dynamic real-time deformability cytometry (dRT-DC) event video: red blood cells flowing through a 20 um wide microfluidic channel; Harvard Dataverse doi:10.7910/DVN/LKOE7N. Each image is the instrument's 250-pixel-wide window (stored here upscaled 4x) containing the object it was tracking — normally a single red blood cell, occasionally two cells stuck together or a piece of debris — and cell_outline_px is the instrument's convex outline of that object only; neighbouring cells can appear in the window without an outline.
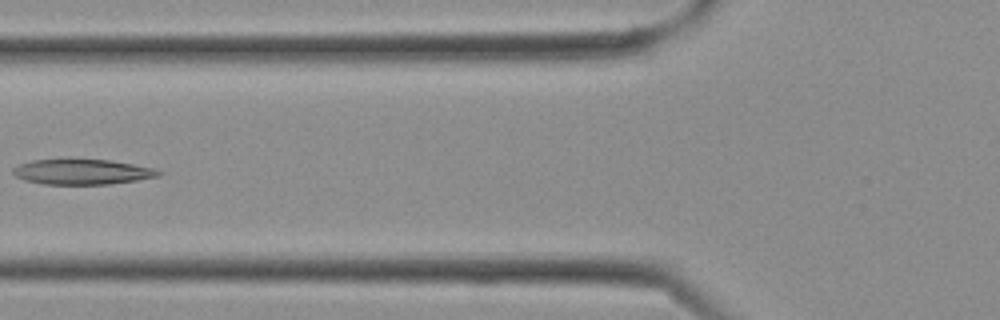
{"species": "Egyptian fruit bat (a non-hibernating species)", "species_latin": "Rousettus aegyptiacus", "temperature_condition": "cold", "stored_images_in_passage": 27, "camera_frame_rate_fps": 3000, "um_per_image_px": 0.085, "frame": {"image": 1, "passage_image": 10, "time_ms": 3.0, "image_size_px": [1000, 320], "cell_outline_px": [[164, 172], [160, 176], [136, 180], [108, 184], [44, 184], [24, 180], [16, 176], [12, 172], [12, 168], [20, 164], [32, 160], [112, 160], [156, 168]], "centroid_in_image_um": [7.03, 14.61], "position_along_channel_um": 118.8, "area_um2": 21.33}}
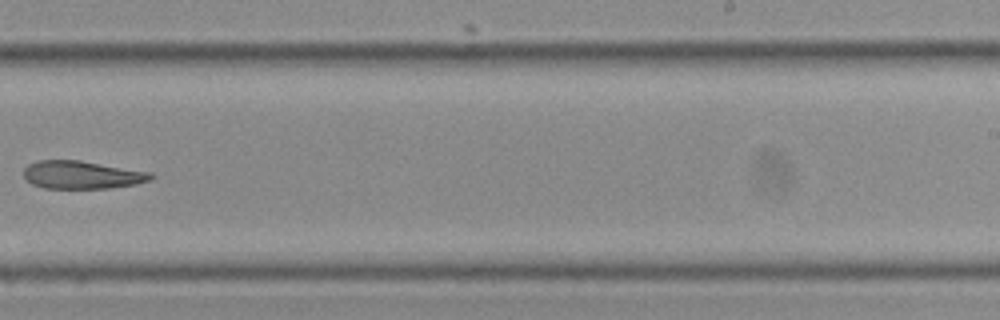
{"frame": {"image": 2, "passage_image": 17, "time_ms": 5.333, "image_size_px": [1000, 320], "cell_outline_px": [[156, 176], [152, 180], [136, 184], [108, 188], [44, 188], [32, 184], [24, 176], [24, 168], [28, 164], [40, 160], [80, 160], [152, 172]], "centroid_in_image_um": [7.01, 14.86], "position_along_channel_um": 282.0, "area_um2": 20.81}}
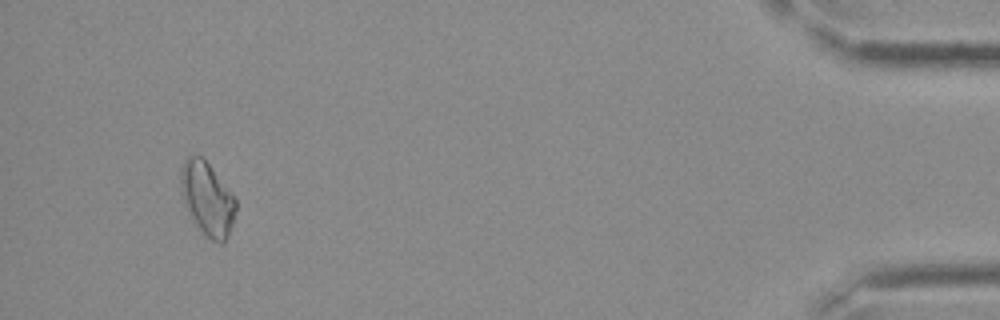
{"frame": {"image": 3, "passage_image": 26, "time_ms": 8.333, "image_size_px": [1000, 320], "cell_outline_px": [[236, 208], [232, 224], [228, 236], [224, 244], [220, 244], [204, 236], [188, 212], [184, 204], [180, 192], [180, 168], [184, 160], [188, 156], [204, 156], [236, 200]], "centroid_in_image_um": [17.59, 16.88], "position_along_channel_um": 417.6, "area_um2": 23.76}}